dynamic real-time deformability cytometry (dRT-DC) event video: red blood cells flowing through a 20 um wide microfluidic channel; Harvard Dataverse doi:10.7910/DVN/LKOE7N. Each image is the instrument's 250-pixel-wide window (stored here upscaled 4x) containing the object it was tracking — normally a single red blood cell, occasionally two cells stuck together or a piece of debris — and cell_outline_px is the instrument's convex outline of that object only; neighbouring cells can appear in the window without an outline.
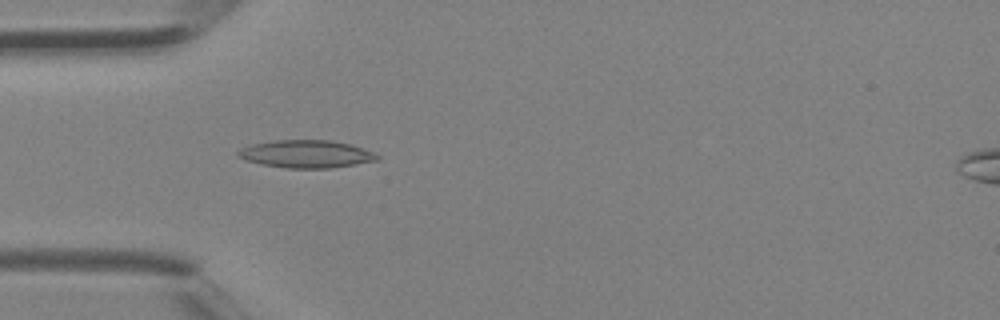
{"species": "Egyptian fruit bat (a non-hibernating species)", "species_latin": "Rousettus aegyptiacus", "temperature_condition": "room temperature", "stored_images_in_passage": 4, "camera_frame_rate_fps": 3000, "um_per_image_px": 0.085, "animal": {"sex": "female"}, "frame": {"image": 1, "passage_image": 4, "time_ms": 1.0, "image_size_px": [1000, 320], "cell_outline_px": [[380, 156], [376, 160], [356, 164], [332, 168], [288, 168], [260, 164], [244, 160], [236, 152], [240, 148], [252, 144], [276, 140], [332, 140], [352, 144], [372, 152]], "centroid_in_image_um": [26.01, 13.08], "position_along_channel_um": 59.0, "area_um2": 22.43}}